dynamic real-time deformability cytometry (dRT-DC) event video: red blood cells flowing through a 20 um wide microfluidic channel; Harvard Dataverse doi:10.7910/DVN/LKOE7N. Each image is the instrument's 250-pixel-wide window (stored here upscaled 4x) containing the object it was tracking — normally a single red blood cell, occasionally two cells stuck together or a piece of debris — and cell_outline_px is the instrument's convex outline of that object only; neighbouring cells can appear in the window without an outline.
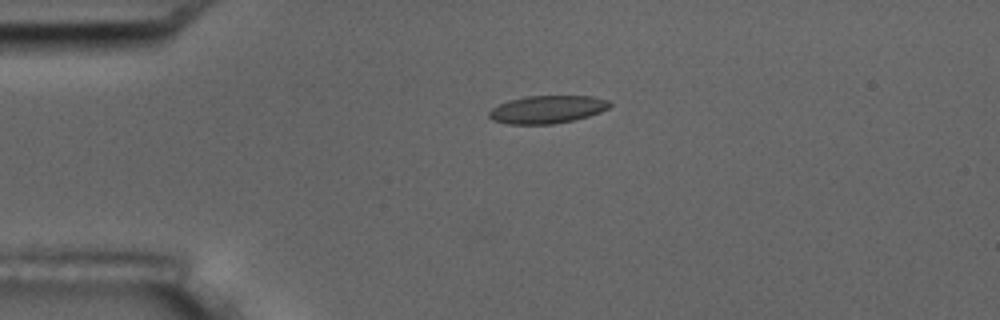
{"species": "common noctule bat (a hibernating species)", "species_latin": "Nyctalus noctula", "temperature_condition": "room temperature", "stored_images_in_passage": 3, "camera_frame_rate_fps": 3000, "um_per_image_px": 0.085, "animal": {"sex": "male", "body_mass_g": 17.5, "forearm_length_mm": 52.3}, "frame": {"image": 1, "passage_image": 2, "time_ms": 1.0, "image_size_px": [1000, 320], "cell_outline_px": [[612, 104], [608, 108], [600, 112], [588, 116], [572, 120], [552, 124], [508, 124], [492, 120], [488, 116], [488, 112], [492, 108], [508, 100], [524, 96], [592, 96], [608, 100]], "centroid_in_image_um": [46.49, 9.3], "position_along_channel_um": 38.5, "area_um2": 19.54}}